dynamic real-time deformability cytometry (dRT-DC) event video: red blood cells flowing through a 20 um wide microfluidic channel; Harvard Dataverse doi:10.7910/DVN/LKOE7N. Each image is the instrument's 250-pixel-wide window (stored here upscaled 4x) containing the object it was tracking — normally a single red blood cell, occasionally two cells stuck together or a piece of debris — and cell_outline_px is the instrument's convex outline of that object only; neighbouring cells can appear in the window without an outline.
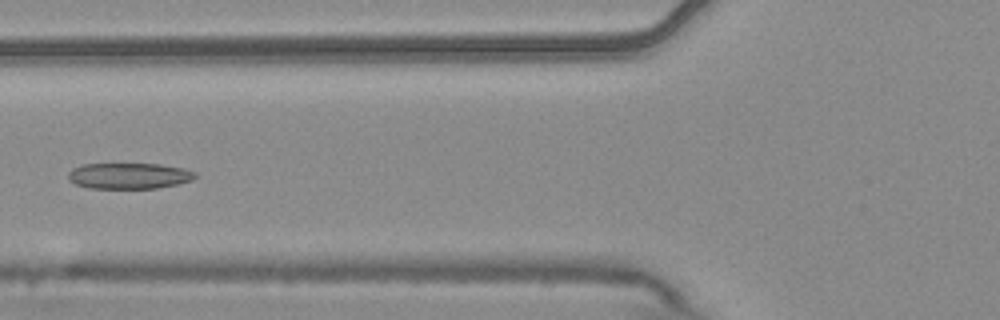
{"species": "common noctule bat (a hibernating species)", "species_latin": "Nyctalus noctula", "temperature_condition": "warm", "stored_images_in_passage": 5, "camera_frame_rate_fps": 3000, "um_per_image_px": 0.085, "animal": {"sex": "male", "body_mass_g": 20.4}, "frame": {"image": 1, "passage_image": 5, "time_ms": 1.333, "image_size_px": [1000, 320], "cell_outline_px": [[196, 176], [192, 180], [176, 184], [156, 188], [88, 188], [76, 184], [68, 180], [68, 172], [72, 168], [84, 164], [160, 164], [184, 168], [196, 172]], "centroid_in_image_um": [10.95, 14.94], "position_along_channel_um": 114.8, "area_um2": 19.19}}